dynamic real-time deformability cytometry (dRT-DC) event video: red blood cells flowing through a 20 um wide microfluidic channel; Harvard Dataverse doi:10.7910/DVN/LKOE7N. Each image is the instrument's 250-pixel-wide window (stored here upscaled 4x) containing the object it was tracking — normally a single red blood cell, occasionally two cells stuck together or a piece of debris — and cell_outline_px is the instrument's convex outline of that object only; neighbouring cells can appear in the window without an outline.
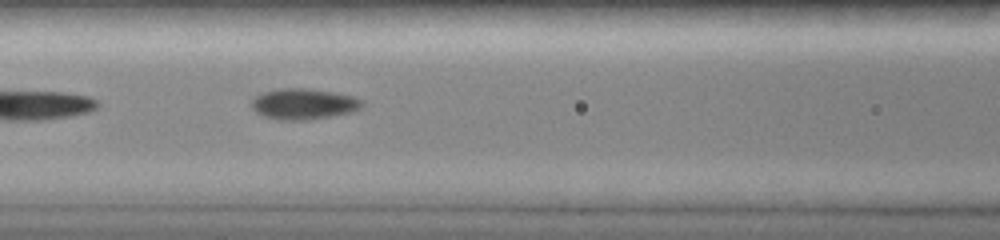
{"species": "common noctule bat (a hibernating species)", "species_latin": "Nyctalus noctula", "temperature_condition": "room temperature", "stored_images_in_passage": 9, "camera_frame_rate_fps": 3000, "um_per_image_px": 0.085, "animal": {"sex": "female", "body_mass_g": 19.0, "forearm_length_mm": 51.5}, "frame": {"image": 1, "passage_image": 9, "time_ms": 6.0, "image_size_px": [1000, 240], "cell_outline_px": [[364, 104], [356, 112], [308, 120], [280, 120], [264, 116], [256, 112], [252, 108], [252, 100], [256, 96], [264, 92], [280, 88], [308, 88], [332, 92], [352, 96], [364, 100]], "centroid_in_image_um": [25.85, 8.84], "position_along_channel_um": 140.8, "area_um2": 20.0}}